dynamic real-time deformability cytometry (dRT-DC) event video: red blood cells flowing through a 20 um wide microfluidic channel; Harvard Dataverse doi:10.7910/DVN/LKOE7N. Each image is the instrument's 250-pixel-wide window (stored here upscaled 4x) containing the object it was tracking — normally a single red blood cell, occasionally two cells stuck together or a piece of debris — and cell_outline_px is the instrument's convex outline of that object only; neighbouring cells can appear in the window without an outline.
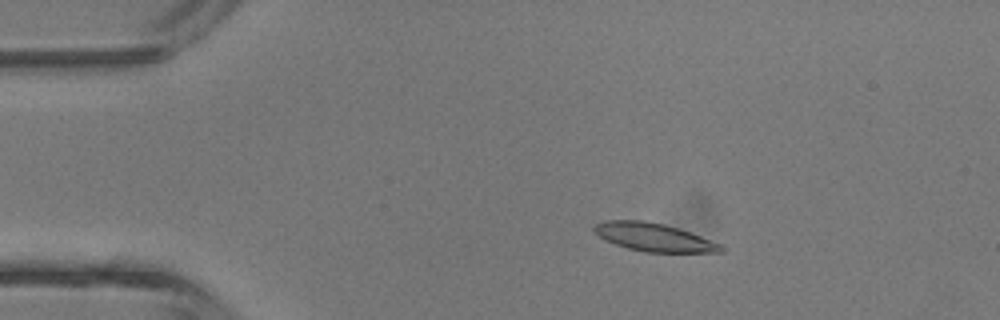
{"species": "common noctule bat (a hibernating species)", "species_latin": "Nyctalus noctula", "temperature_condition": "room temperature", "stored_images_in_passage": 4, "camera_frame_rate_fps": 3000, "um_per_image_px": 0.085, "animal": {"sex": "male", "body_mass_g": 13.3}, "frame": {"image": 1, "passage_image": 3, "time_ms": 2.333, "image_size_px": [1000, 320], "cell_outline_px": [[724, 252], [644, 252], [628, 248], [604, 240], [592, 228], [596, 224], [604, 220], [644, 220], [664, 224], [700, 236], [720, 244], [724, 248]], "centroid_in_image_um": [55.55, 20.16], "position_along_channel_um": 29.5, "area_um2": 20.52}}